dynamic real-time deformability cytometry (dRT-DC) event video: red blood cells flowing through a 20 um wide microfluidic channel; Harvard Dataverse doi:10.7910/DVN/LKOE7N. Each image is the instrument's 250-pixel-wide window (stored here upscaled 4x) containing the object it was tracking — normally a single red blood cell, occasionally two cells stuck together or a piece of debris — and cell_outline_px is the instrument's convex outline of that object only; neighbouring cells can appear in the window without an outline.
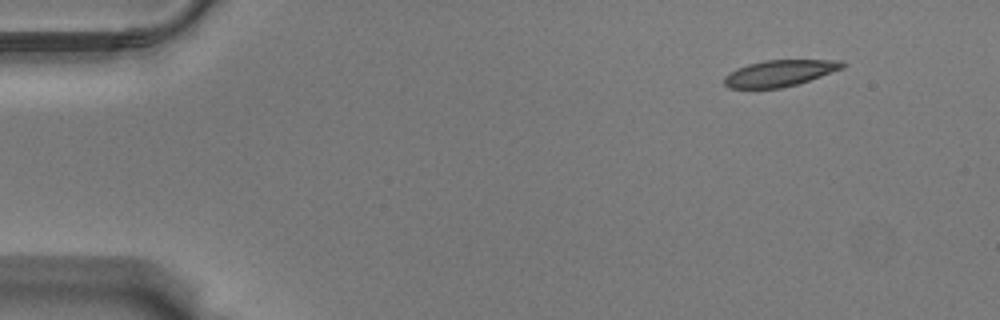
{"species": "Egyptian fruit bat (a non-hibernating species)", "species_latin": "Rousettus aegyptiacus", "temperature_condition": "warm", "stored_images_in_passage": 4, "segment_of_instrument_passage": [1, 2], "camera_frame_rate_fps": 3000, "um_per_image_px": 0.085, "animal": {"sex": "male"}, "frame": {"image": 1, "passage_image": 1, "time_ms": 0.0, "image_size_px": [1000, 320], "cell_outline_px": [[848, 64], [844, 68], [800, 84], [780, 88], [728, 88], [724, 84], [724, 76], [728, 72], [736, 68], [748, 64], [764, 60], [840, 60]], "centroid_in_image_um": [66.29, 6.22], "position_along_channel_um": 18.7, "area_um2": 18.44}}